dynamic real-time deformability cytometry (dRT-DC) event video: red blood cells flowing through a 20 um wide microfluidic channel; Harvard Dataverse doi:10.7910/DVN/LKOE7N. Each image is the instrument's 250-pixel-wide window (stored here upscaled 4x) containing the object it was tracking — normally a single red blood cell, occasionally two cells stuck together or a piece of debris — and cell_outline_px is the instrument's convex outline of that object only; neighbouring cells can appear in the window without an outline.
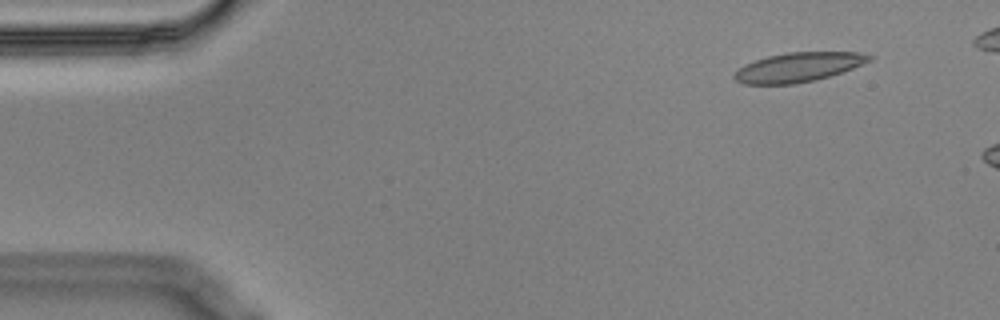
{"species": "Egyptian fruit bat (a non-hibernating species)", "species_latin": "Rousettus aegyptiacus", "temperature_condition": "cold", "stored_images_in_passage": 5, "camera_frame_rate_fps": 3000, "um_per_image_px": 0.085, "animal": {"sex": "male"}, "frame": {"image": 1, "passage_image": 1, "time_ms": 0.0, "image_size_px": [1000, 320], "cell_outline_px": [[876, 56], [872, 60], [852, 68], [816, 80], [792, 84], [744, 84], [736, 80], [732, 76], [744, 64], [768, 56], [788, 52], [860, 52]], "centroid_in_image_um": [67.88, 5.7], "position_along_channel_um": 17.1, "area_um2": 22.95}}